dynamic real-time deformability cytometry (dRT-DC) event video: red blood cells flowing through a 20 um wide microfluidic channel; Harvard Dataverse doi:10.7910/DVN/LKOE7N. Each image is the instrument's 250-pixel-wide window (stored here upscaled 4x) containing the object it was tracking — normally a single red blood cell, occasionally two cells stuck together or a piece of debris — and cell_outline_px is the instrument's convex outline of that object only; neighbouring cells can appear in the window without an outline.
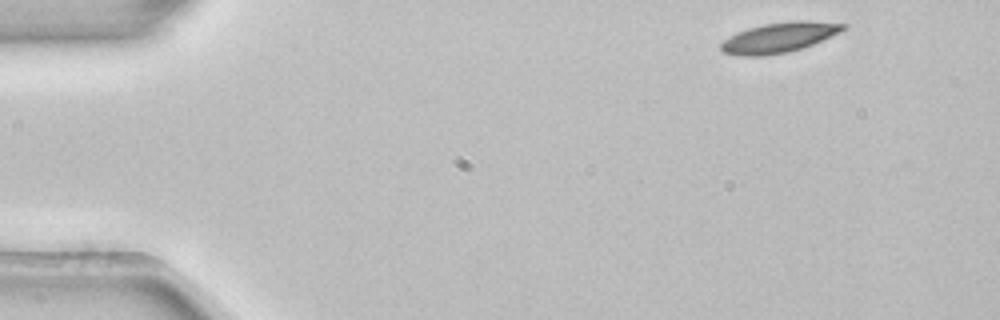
{"species": "common noctule bat (a hibernating species)", "species_latin": "Nyctalus noctula", "temperature_condition": "room temperature", "stored_images_in_passage": 3, "camera_frame_rate_fps": 3000, "um_per_image_px": 0.085, "animal": {"sex": "female", "body_mass_g": 22.7, "forearm_length_mm": 54.2}, "frame": {"image": 1, "passage_image": 1, "time_ms": 0.0, "image_size_px": [1000, 320], "cell_outline_px": [[848, 28], [840, 32], [812, 44], [788, 52], [764, 56], [740, 56], [724, 52], [720, 48], [720, 44], [724, 40], [736, 32], [748, 28], [764, 24], [792, 20], [808, 20], [848, 24]], "centroid_in_image_um": [66.23, 3.17], "position_along_channel_um": 18.8, "area_um2": 21.44}}
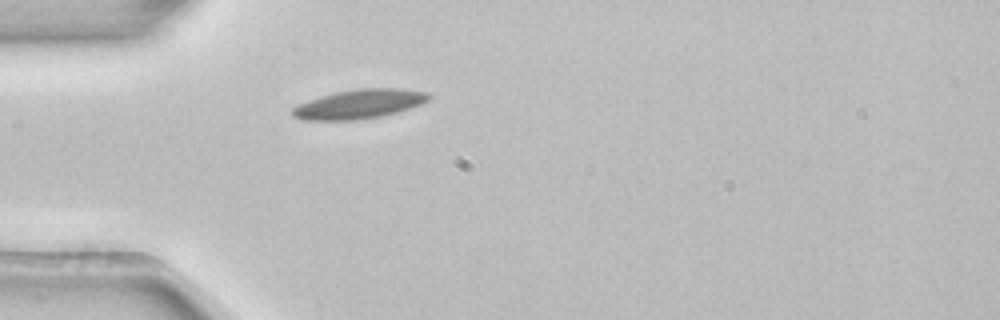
{"frame": {"image": 2, "passage_image": 3, "time_ms": 0.667, "image_size_px": [1000, 320], "cell_outline_px": [[432, 96], [428, 100], [420, 104], [384, 116], [356, 120], [304, 120], [292, 116], [292, 108], [296, 104], [320, 96], [336, 92], [360, 88], [400, 88], [428, 92]], "centroid_in_image_um": [30.52, 8.84], "position_along_channel_um": 54.5, "area_um2": 23.29}}